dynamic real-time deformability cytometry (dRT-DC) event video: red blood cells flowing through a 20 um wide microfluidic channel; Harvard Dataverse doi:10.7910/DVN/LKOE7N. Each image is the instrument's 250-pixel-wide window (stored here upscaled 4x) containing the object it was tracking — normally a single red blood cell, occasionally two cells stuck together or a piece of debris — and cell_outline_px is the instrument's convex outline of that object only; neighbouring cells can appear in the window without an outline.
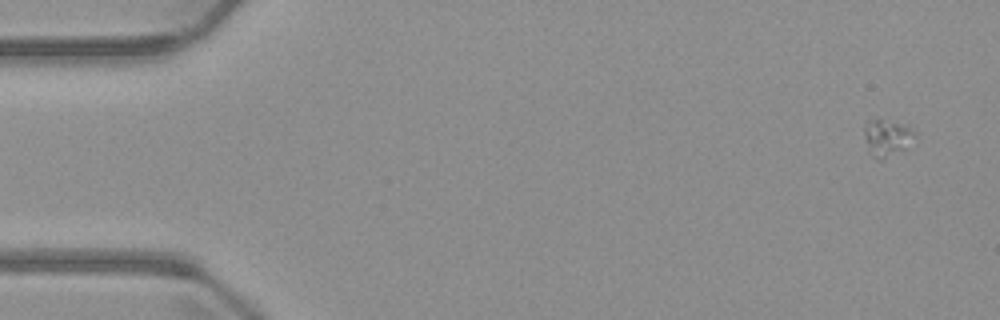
{"species": "common noctule bat (a hibernating species)", "species_latin": "Nyctalus noctula", "temperature_condition": "warm", "stored_images_in_passage": 5, "camera_frame_rate_fps": 3000, "um_per_image_px": 0.085, "animal": {"sex": "male", "body_mass_g": 23.1, "forearm_length_mm": 52.7}, "frame": {"image": 1, "passage_image": 1, "time_ms": 0.0, "image_size_px": [1000, 320], "cell_outline_px": [[916, 132], [904, 148], [880, 160], [876, 160], [872, 156], [864, 132], [864, 124], [872, 120], [880, 120], [908, 124]], "centroid_in_image_um": [75.39, 11.68], "position_along_channel_um": 9.6, "area_um2": 10.29}}
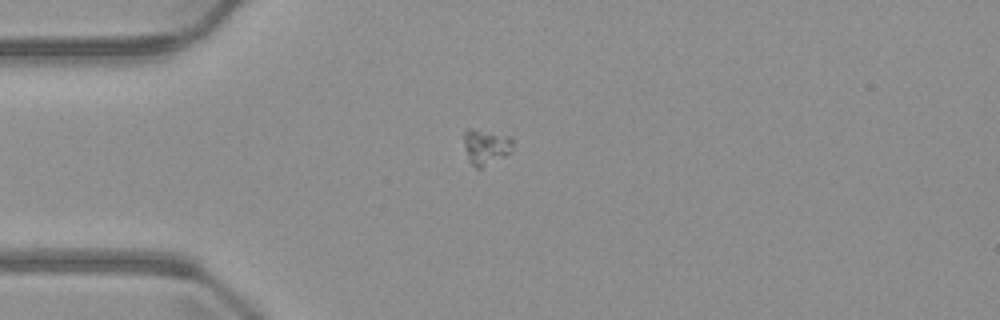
{"frame": {"image": 2, "passage_image": 4, "time_ms": 3.667, "image_size_px": [1000, 320], "cell_outline_px": [[512, 152], [480, 168], [476, 168], [468, 160], [464, 148], [464, 132], [468, 128], [472, 128], [508, 136], [512, 140]], "centroid_in_image_um": [41.27, 12.47], "position_along_channel_um": 43.7, "area_um2": 10.0}}